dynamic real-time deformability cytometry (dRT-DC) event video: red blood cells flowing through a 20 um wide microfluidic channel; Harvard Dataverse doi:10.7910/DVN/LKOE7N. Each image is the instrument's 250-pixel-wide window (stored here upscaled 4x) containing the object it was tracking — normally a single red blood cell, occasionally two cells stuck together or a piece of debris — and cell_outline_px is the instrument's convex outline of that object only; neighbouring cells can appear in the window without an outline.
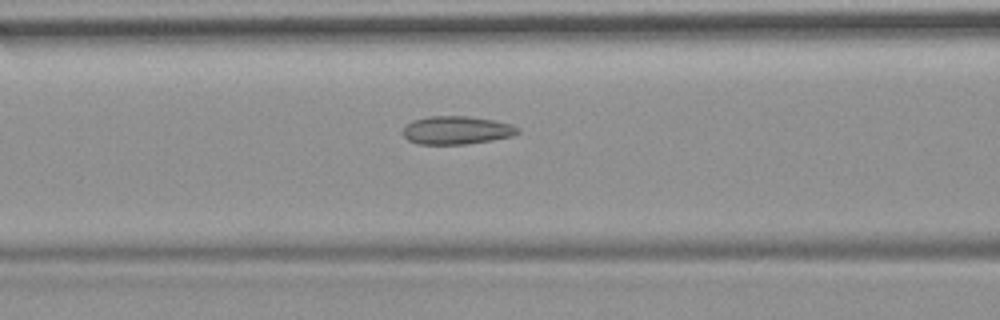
{"species": "common noctule bat (a hibernating species)", "species_latin": "Nyctalus noctula", "temperature_condition": "room temperature", "stored_images_in_passage": 39, "camera_frame_rate_fps": 3000, "um_per_image_px": 0.085, "animal": {"sex": "female", "body_mass_g": 19.9}, "frame": {"image": 1, "passage_image": 17, "time_ms": 5.333, "image_size_px": [1000, 320], "cell_outline_px": [[520, 132], [512, 136], [492, 140], [464, 144], [420, 144], [408, 140], [404, 136], [404, 128], [412, 120], [428, 116], [468, 116], [496, 120], [512, 124], [520, 128]], "centroid_in_image_um": [38.85, 11.06], "position_along_channel_um": 127.7, "area_um2": 18.9}}